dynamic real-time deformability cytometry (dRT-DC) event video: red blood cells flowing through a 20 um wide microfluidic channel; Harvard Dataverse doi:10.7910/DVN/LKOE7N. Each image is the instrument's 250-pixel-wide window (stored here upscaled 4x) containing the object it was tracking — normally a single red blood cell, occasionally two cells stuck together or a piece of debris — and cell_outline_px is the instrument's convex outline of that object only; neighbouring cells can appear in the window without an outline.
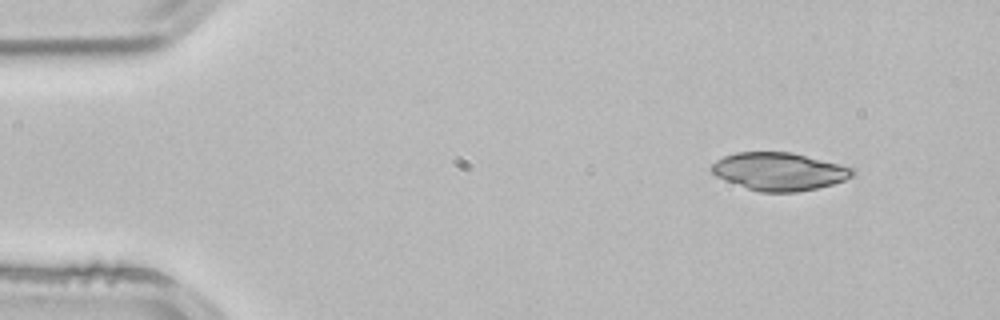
{"species": "common noctule bat (a hibernating species)", "species_latin": "Nyctalus noctula", "temperature_condition": "room temperature", "stored_images_in_passage": 4, "camera_frame_rate_fps": 3000, "um_per_image_px": 0.085, "animal": {"sex": "male", "body_mass_g": 21.5, "forearm_length_mm": 52.0}, "frame": {"image": 1, "passage_image": 1, "time_ms": 0.0, "image_size_px": [1000, 320], "cell_outline_px": [[856, 172], [852, 176], [844, 180], [832, 184], [816, 188], [796, 192], [760, 192], [748, 188], [716, 176], [712, 172], [712, 164], [716, 160], [724, 156], [736, 152], [792, 152], [852, 164], [856, 168]], "centroid_in_image_um": [66.36, 14.54], "position_along_channel_um": 18.6, "area_um2": 31.62}}